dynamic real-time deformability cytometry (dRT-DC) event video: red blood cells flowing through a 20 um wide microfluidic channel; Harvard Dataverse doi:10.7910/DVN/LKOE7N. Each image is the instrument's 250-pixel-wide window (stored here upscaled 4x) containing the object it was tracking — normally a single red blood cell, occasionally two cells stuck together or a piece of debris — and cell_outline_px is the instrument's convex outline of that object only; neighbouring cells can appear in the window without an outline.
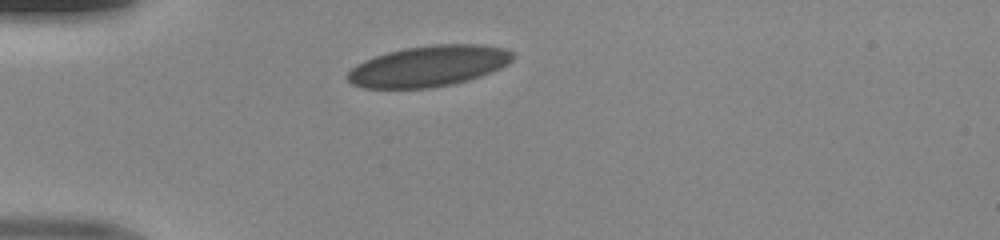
{"species": "human", "species_latin": "Homo sapiens", "temperature_condition": "room temperature", "stored_images_in_passage": 37, "camera_frame_rate_fps": 3000, "um_per_image_px": 0.085, "donor": {"sex": "male"}, "frame": {"image": 1, "passage_image": 1, "time_ms": 0.0, "image_size_px": [1000, 240], "cell_outline_px": [[512, 60], [508, 64], [500, 68], [480, 76], [468, 80], [452, 84], [428, 88], [364, 88], [352, 84], [344, 76], [356, 64], [364, 60], [388, 52], [404, 48], [432, 44], [480, 44], [504, 48], [512, 52]], "centroid_in_image_um": [36.41, 5.61], "position_along_channel_um": 48.6, "area_um2": 39.36}}
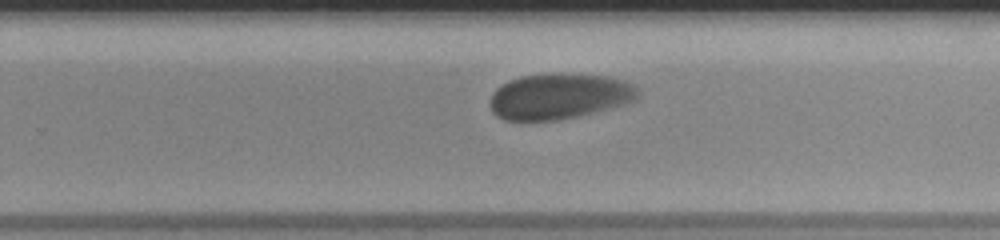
{"frame": {"image": 2, "passage_image": 20, "time_ms": 6.333, "image_size_px": [1000, 240], "cell_outline_px": [[640, 96], [624, 104], [576, 116], [556, 120], [504, 120], [496, 116], [492, 112], [492, 92], [496, 88], [508, 80], [520, 76], [604, 76], [624, 80], [632, 84], [640, 92]], "centroid_in_image_um": [47.51, 8.22], "position_along_channel_um": 282.3, "area_um2": 38.09}}
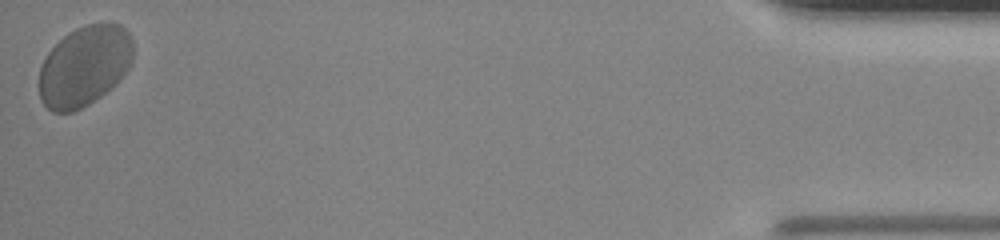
{"frame": {"image": 3, "passage_image": 37, "time_ms": 12.0, "image_size_px": [1000, 240], "cell_outline_px": [[132, 64], [124, 76], [112, 88], [88, 104], [72, 112], [52, 112], [40, 100], [40, 64], [48, 52], [68, 32], [76, 28], [88, 24], [120, 24], [132, 36]], "centroid_in_image_um": [7.19, 5.62], "position_along_channel_um": 428.0, "area_um2": 44.1}}